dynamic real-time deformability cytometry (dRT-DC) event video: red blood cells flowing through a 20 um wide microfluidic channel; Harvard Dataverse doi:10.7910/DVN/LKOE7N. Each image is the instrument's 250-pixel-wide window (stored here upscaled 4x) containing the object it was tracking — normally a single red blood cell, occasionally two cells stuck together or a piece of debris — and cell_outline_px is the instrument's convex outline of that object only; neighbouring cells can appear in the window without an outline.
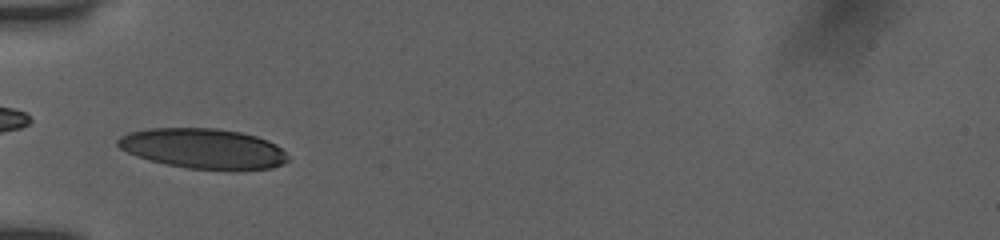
{"species": "human", "species_latin": "Homo sapiens", "temperature_condition": "room temperature", "stored_images_in_passage": 34, "camera_frame_rate_fps": 3000, "um_per_image_px": 0.085, "donor": {"sex": "female"}, "frame": {"image": 1, "passage_image": 5, "time_ms": 1.333, "image_size_px": [1000, 240], "cell_outline_px": [[288, 160], [284, 164], [272, 168], [184, 168], [136, 156], [120, 148], [116, 144], [116, 140], [120, 136], [128, 132], [148, 128], [216, 128], [240, 132], [256, 136], [268, 140], [276, 144], [288, 156]], "centroid_in_image_um": [17.24, 12.59], "position_along_channel_um": 67.8, "area_um2": 39.25}}
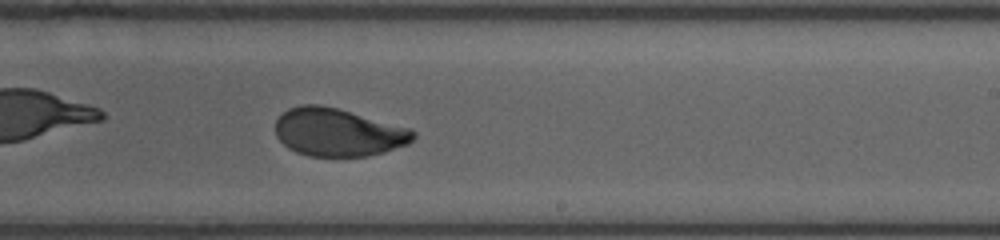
{"frame": {"image": 2, "passage_image": 15, "time_ms": 4.667, "image_size_px": [1000, 240], "cell_outline_px": [[416, 136], [408, 144], [384, 152], [368, 156], [308, 156], [296, 152], [288, 148], [276, 136], [276, 120], [288, 108], [300, 104], [320, 104], [336, 108], [412, 128], [416, 132]], "centroid_in_image_um": [28.75, 11.24], "position_along_channel_um": 260.3, "area_um2": 38.61}}
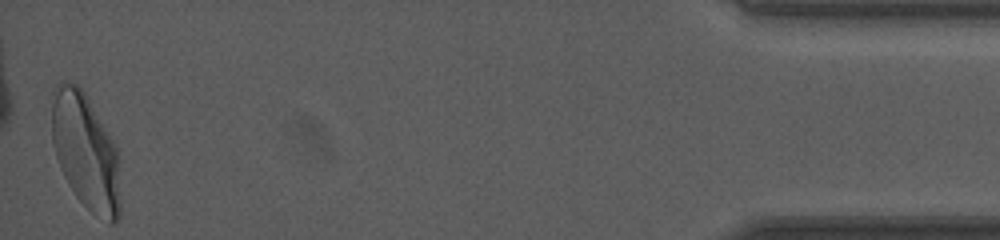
{"frame": {"image": 3, "passage_image": 34, "time_ms": 11.0, "image_size_px": [1000, 240], "cell_outline_px": [[120, 216], [116, 224], [108, 224], [92, 212], [76, 196], [68, 184], [60, 168], [52, 144], [52, 88], [60, 80], [64, 80], [76, 84], [84, 92], [116, 144], [120, 200]], "centroid_in_image_um": [7.27, 12.88], "position_along_channel_um": 427.9, "area_um2": 46.64}, "authors_computed_cell_mechanics": {"area_um2": 39.2173, "velocity_mm_per_s": 3.9112, "shape_relaxation_time_tau1_ms": 1.508, "shape_relaxation_time_tau2_ms": null, "deformation_change_tau1": 0.1112, "deformation_change_tau2": null}}